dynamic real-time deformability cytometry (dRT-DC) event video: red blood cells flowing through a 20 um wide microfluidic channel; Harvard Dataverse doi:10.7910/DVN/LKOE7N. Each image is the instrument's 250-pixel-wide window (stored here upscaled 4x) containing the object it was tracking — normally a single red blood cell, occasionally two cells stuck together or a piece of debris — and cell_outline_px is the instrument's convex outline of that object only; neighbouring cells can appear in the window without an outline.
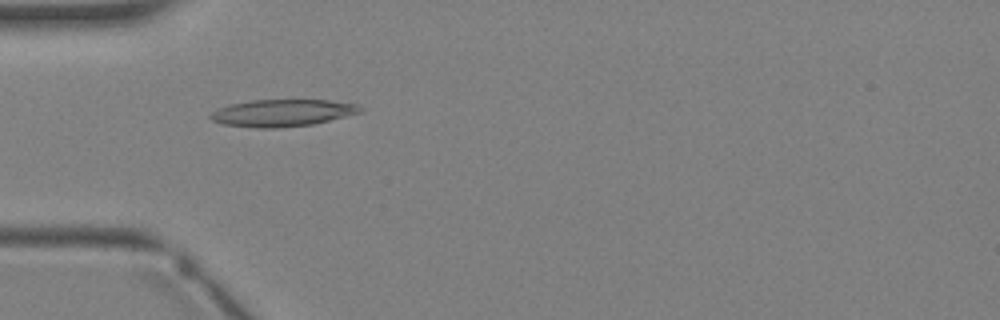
{"species": "Egyptian fruit bat (a non-hibernating species)", "species_latin": "Rousettus aegyptiacus", "temperature_condition": "warm", "stored_images_in_passage": 3, "camera_frame_rate_fps": 3000, "um_per_image_px": 0.085, "animal": {"sex": "female"}, "frame": {"image": 1, "passage_image": 3, "time_ms": 2.333, "image_size_px": [1000, 320], "cell_outline_px": [[364, 112], [312, 124], [276, 128], [256, 128], [224, 124], [212, 120], [208, 116], [212, 112], [220, 108], [232, 104], [252, 100], [328, 100], [356, 104], [364, 108]], "centroid_in_image_um": [24.04, 9.6], "position_along_channel_um": 61.0, "area_um2": 23.47}}